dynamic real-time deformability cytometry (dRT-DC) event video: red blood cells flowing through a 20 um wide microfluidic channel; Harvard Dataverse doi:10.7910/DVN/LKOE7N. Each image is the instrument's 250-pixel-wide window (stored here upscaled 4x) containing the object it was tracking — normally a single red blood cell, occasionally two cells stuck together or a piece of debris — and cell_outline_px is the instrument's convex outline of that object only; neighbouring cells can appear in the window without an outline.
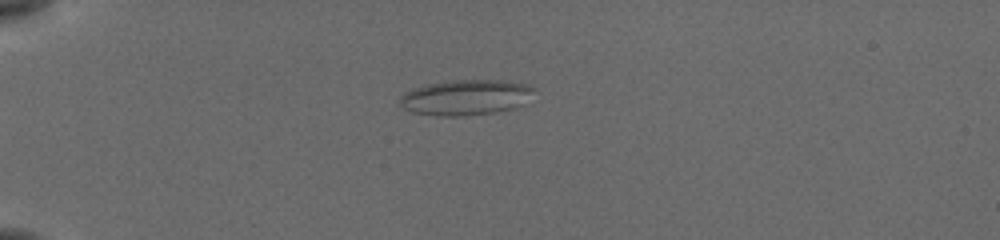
{"species": "common noctule bat (a hibernating species)", "species_latin": "Nyctalus noctula", "temperature_condition": "cold", "stored_images_in_passage": 37, "camera_frame_rate_fps": 3000, "um_per_image_px": 0.085, "animal": {"sex": "female", "body_mass_g": 19.5, "forearm_length_mm": 54.1}, "frame": {"image": 1, "passage_image": 3, "time_ms": 0.667, "image_size_px": [1000, 240], "cell_outline_px": [[528, 88], [508, 108], [492, 112], [464, 116], [444, 116], [420, 112], [408, 108], [404, 96], [420, 88], [432, 84], [460, 80], [468, 80], [500, 84]], "centroid_in_image_um": [39.36, 8.33], "position_along_channel_um": 45.6, "area_um2": 23.29}}
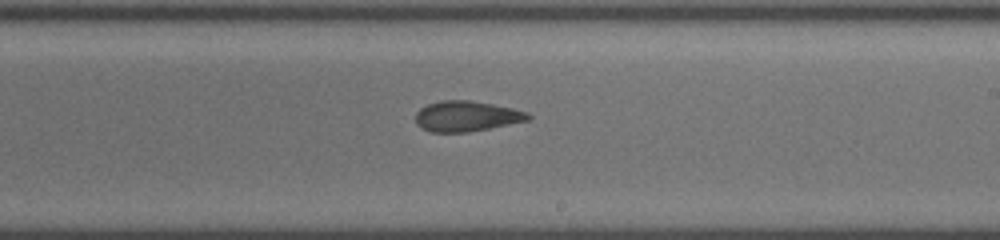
{"frame": {"image": 2, "passage_image": 22, "time_ms": 7.0, "image_size_px": [1000, 240], "cell_outline_px": [[532, 116], [528, 120], [468, 132], [432, 132], [424, 128], [416, 120], [416, 112], [420, 108], [428, 104], [440, 100], [468, 100], [508, 108], [524, 112]], "centroid_in_image_um": [39.6, 9.88], "position_along_channel_um": 249.4, "area_um2": 19.31}}
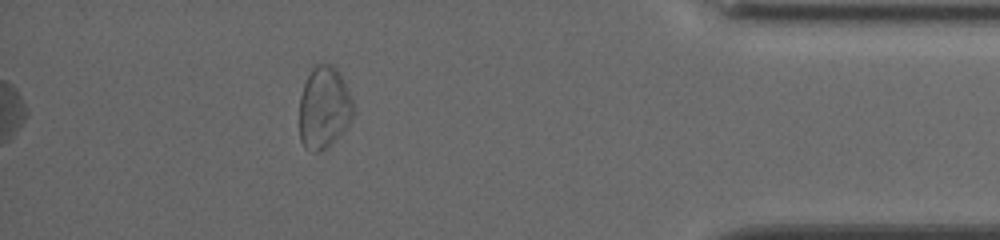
{"frame": {"image": 3, "passage_image": 37, "time_ms": 12.0, "image_size_px": [1000, 240], "cell_outline_px": [[352, 112], [348, 120], [340, 132], [320, 152], [312, 152], [304, 148], [300, 140], [300, 96], [304, 84], [312, 68], [316, 64], [332, 64], [336, 68], [344, 84], [352, 104]], "centroid_in_image_um": [27.46, 9.14], "position_along_channel_um": 407.7, "area_um2": 24.74}, "authors_computed_cell_mechanics": {"area_um2": 20.23, "velocity_mm_per_s": 3.8532, "shape_relaxation_time_tau1_ms": null, "shape_relaxation_time_tau2_ms": 2.3004, "deformation_change_tau1": null, "deformation_change_tau2": 0.0917}}